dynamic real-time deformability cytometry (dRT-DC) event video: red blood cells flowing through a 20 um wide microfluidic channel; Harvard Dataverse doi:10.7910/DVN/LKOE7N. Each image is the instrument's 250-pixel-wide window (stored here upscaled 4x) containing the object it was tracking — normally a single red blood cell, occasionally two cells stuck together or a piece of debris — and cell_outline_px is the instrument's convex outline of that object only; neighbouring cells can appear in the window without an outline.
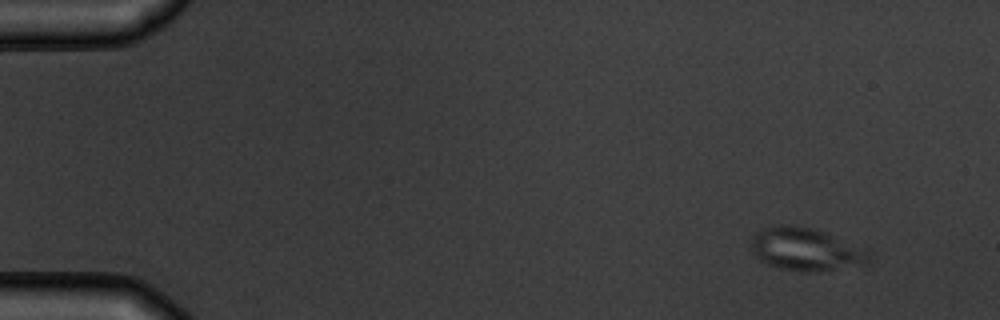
{"species": "common noctule bat (a hibernating species)", "species_latin": "Nyctalus noctula", "temperature_condition": "warm", "stored_images_in_passage": 8, "camera_frame_rate_fps": 3000, "um_per_image_px": 0.085, "animal": {"sex": "male", "body_mass_g": 19.5, "forearm_length_mm": 54.6}, "frame": {"image": 1, "passage_image": 1, "time_ms": 0.0, "image_size_px": [1000, 320], "cell_outline_px": [[872, 256], [868, 264], [808, 272], [780, 268], [768, 264], [760, 260], [748, 248], [752, 236], [756, 232], [764, 228], [780, 224], [792, 224], [816, 228], [868, 248], [872, 252]], "centroid_in_image_um": [68.53, 21.16], "position_along_channel_um": 16.5, "area_um2": 30.11}}